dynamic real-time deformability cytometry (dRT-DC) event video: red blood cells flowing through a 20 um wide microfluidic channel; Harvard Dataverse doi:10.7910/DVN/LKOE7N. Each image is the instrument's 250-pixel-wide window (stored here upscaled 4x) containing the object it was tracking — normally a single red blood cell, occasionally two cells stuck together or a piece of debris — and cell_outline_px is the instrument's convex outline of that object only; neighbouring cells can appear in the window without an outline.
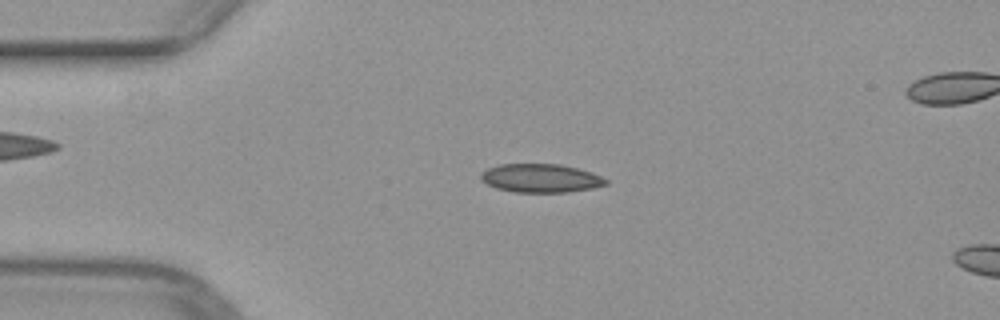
{"species": "common noctule bat (a hibernating species)", "species_latin": "Nyctalus noctula", "temperature_condition": "warm", "stored_images_in_passage": 14, "camera_frame_rate_fps": 3000, "um_per_image_px": 0.085, "animal": {"sex": "female", "body_mass_g": 29.2, "forearm_length_mm": 56.3}, "frame": {"image": 1, "passage_image": 10, "time_ms": 3.0, "image_size_px": [1000, 320], "cell_outline_px": [[608, 184], [592, 188], [568, 192], [512, 192], [496, 188], [480, 180], [480, 172], [488, 168], [500, 164], [560, 164], [592, 172], [608, 180]], "centroid_in_image_um": [45.94, 15.14], "position_along_channel_um": 39.1, "area_um2": 20.87}}